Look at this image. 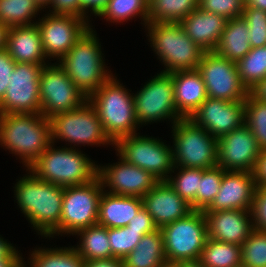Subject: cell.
I'll return each mask as SVG.
<instances>
[{
	"label": "cell",
	"mask_w": 266,
	"mask_h": 267,
	"mask_svg": "<svg viewBox=\"0 0 266 267\" xmlns=\"http://www.w3.org/2000/svg\"><path fill=\"white\" fill-rule=\"evenodd\" d=\"M15 183L14 197L21 213L38 235L50 240L60 235L64 187L37 178L26 169Z\"/></svg>",
	"instance_id": "6da1fadb"
},
{
	"label": "cell",
	"mask_w": 266,
	"mask_h": 267,
	"mask_svg": "<svg viewBox=\"0 0 266 267\" xmlns=\"http://www.w3.org/2000/svg\"><path fill=\"white\" fill-rule=\"evenodd\" d=\"M51 144L49 118L41 113L0 114V146L18 156L25 169Z\"/></svg>",
	"instance_id": "7a4b0ae2"
},
{
	"label": "cell",
	"mask_w": 266,
	"mask_h": 267,
	"mask_svg": "<svg viewBox=\"0 0 266 267\" xmlns=\"http://www.w3.org/2000/svg\"><path fill=\"white\" fill-rule=\"evenodd\" d=\"M130 92L131 90L126 89L113 74L97 91L87 97L101 121L105 134L113 143L121 137L137 134L139 130L133 93Z\"/></svg>",
	"instance_id": "3957f363"
},
{
	"label": "cell",
	"mask_w": 266,
	"mask_h": 267,
	"mask_svg": "<svg viewBox=\"0 0 266 267\" xmlns=\"http://www.w3.org/2000/svg\"><path fill=\"white\" fill-rule=\"evenodd\" d=\"M55 147L51 143L29 166L37 178L61 187L83 185L97 178L98 164L79 148Z\"/></svg>",
	"instance_id": "277c9868"
},
{
	"label": "cell",
	"mask_w": 266,
	"mask_h": 267,
	"mask_svg": "<svg viewBox=\"0 0 266 267\" xmlns=\"http://www.w3.org/2000/svg\"><path fill=\"white\" fill-rule=\"evenodd\" d=\"M91 26L58 64L85 96L97 91L112 75L105 64L99 37Z\"/></svg>",
	"instance_id": "5b68a950"
},
{
	"label": "cell",
	"mask_w": 266,
	"mask_h": 267,
	"mask_svg": "<svg viewBox=\"0 0 266 267\" xmlns=\"http://www.w3.org/2000/svg\"><path fill=\"white\" fill-rule=\"evenodd\" d=\"M148 42L164 69L174 73L198 69L204 51L185 32L180 23L155 22L145 27Z\"/></svg>",
	"instance_id": "8992f818"
},
{
	"label": "cell",
	"mask_w": 266,
	"mask_h": 267,
	"mask_svg": "<svg viewBox=\"0 0 266 267\" xmlns=\"http://www.w3.org/2000/svg\"><path fill=\"white\" fill-rule=\"evenodd\" d=\"M49 121L51 143L65 141L70 148L114 145L105 134L101 121L88 100L76 109L51 116Z\"/></svg>",
	"instance_id": "52a82bcc"
},
{
	"label": "cell",
	"mask_w": 266,
	"mask_h": 267,
	"mask_svg": "<svg viewBox=\"0 0 266 267\" xmlns=\"http://www.w3.org/2000/svg\"><path fill=\"white\" fill-rule=\"evenodd\" d=\"M174 166L209 169L217 164V139L190 118L171 126Z\"/></svg>",
	"instance_id": "ba28073f"
},
{
	"label": "cell",
	"mask_w": 266,
	"mask_h": 267,
	"mask_svg": "<svg viewBox=\"0 0 266 267\" xmlns=\"http://www.w3.org/2000/svg\"><path fill=\"white\" fill-rule=\"evenodd\" d=\"M166 260L176 263H198L208 232L203 211L193 210L184 218L161 228Z\"/></svg>",
	"instance_id": "9c48e42d"
},
{
	"label": "cell",
	"mask_w": 266,
	"mask_h": 267,
	"mask_svg": "<svg viewBox=\"0 0 266 267\" xmlns=\"http://www.w3.org/2000/svg\"><path fill=\"white\" fill-rule=\"evenodd\" d=\"M140 134L119 138L113 145L116 154L150 172L158 181H166L174 168L172 146L161 138Z\"/></svg>",
	"instance_id": "30bf717a"
},
{
	"label": "cell",
	"mask_w": 266,
	"mask_h": 267,
	"mask_svg": "<svg viewBox=\"0 0 266 267\" xmlns=\"http://www.w3.org/2000/svg\"><path fill=\"white\" fill-rule=\"evenodd\" d=\"M133 102L136 118L141 127L164 120L173 125L182 119L175 107L171 73L160 71L154 75L139 91L133 93Z\"/></svg>",
	"instance_id": "8fae6325"
},
{
	"label": "cell",
	"mask_w": 266,
	"mask_h": 267,
	"mask_svg": "<svg viewBox=\"0 0 266 267\" xmlns=\"http://www.w3.org/2000/svg\"><path fill=\"white\" fill-rule=\"evenodd\" d=\"M102 192L98 177L83 185L64 187L60 219L61 237L74 236L78 231L97 224Z\"/></svg>",
	"instance_id": "7c38bea8"
},
{
	"label": "cell",
	"mask_w": 266,
	"mask_h": 267,
	"mask_svg": "<svg viewBox=\"0 0 266 267\" xmlns=\"http://www.w3.org/2000/svg\"><path fill=\"white\" fill-rule=\"evenodd\" d=\"M39 97L41 114L46 118L76 109L87 101V96L73 84L58 62L43 66Z\"/></svg>",
	"instance_id": "4fadbf2b"
},
{
	"label": "cell",
	"mask_w": 266,
	"mask_h": 267,
	"mask_svg": "<svg viewBox=\"0 0 266 267\" xmlns=\"http://www.w3.org/2000/svg\"><path fill=\"white\" fill-rule=\"evenodd\" d=\"M44 65L16 62L0 102V114L41 113L40 72Z\"/></svg>",
	"instance_id": "5bb4252c"
},
{
	"label": "cell",
	"mask_w": 266,
	"mask_h": 267,
	"mask_svg": "<svg viewBox=\"0 0 266 267\" xmlns=\"http://www.w3.org/2000/svg\"><path fill=\"white\" fill-rule=\"evenodd\" d=\"M198 70L209 98L244 101L248 97L249 90L243 84L235 62L222 58L214 51L205 52Z\"/></svg>",
	"instance_id": "9a60e30c"
},
{
	"label": "cell",
	"mask_w": 266,
	"mask_h": 267,
	"mask_svg": "<svg viewBox=\"0 0 266 267\" xmlns=\"http://www.w3.org/2000/svg\"><path fill=\"white\" fill-rule=\"evenodd\" d=\"M45 13L41 18L39 16L36 24L41 33L45 56L51 59L50 61L57 60L58 62L92 23L74 15Z\"/></svg>",
	"instance_id": "2e32d148"
},
{
	"label": "cell",
	"mask_w": 266,
	"mask_h": 267,
	"mask_svg": "<svg viewBox=\"0 0 266 267\" xmlns=\"http://www.w3.org/2000/svg\"><path fill=\"white\" fill-rule=\"evenodd\" d=\"M116 156L118 162L98 165L97 177L104 191L142 198L159 182L150 172L127 163L118 154Z\"/></svg>",
	"instance_id": "e0dca14e"
},
{
	"label": "cell",
	"mask_w": 266,
	"mask_h": 267,
	"mask_svg": "<svg viewBox=\"0 0 266 267\" xmlns=\"http://www.w3.org/2000/svg\"><path fill=\"white\" fill-rule=\"evenodd\" d=\"M217 164L224 170L253 173L261 148L249 127L239 128L217 139Z\"/></svg>",
	"instance_id": "ac0fdd59"
},
{
	"label": "cell",
	"mask_w": 266,
	"mask_h": 267,
	"mask_svg": "<svg viewBox=\"0 0 266 267\" xmlns=\"http://www.w3.org/2000/svg\"><path fill=\"white\" fill-rule=\"evenodd\" d=\"M190 119L219 139L245 122V102L208 97Z\"/></svg>",
	"instance_id": "d6986e66"
},
{
	"label": "cell",
	"mask_w": 266,
	"mask_h": 267,
	"mask_svg": "<svg viewBox=\"0 0 266 267\" xmlns=\"http://www.w3.org/2000/svg\"><path fill=\"white\" fill-rule=\"evenodd\" d=\"M256 186L254 173L223 169L219 192L204 211L250 210Z\"/></svg>",
	"instance_id": "ffe728a7"
},
{
	"label": "cell",
	"mask_w": 266,
	"mask_h": 267,
	"mask_svg": "<svg viewBox=\"0 0 266 267\" xmlns=\"http://www.w3.org/2000/svg\"><path fill=\"white\" fill-rule=\"evenodd\" d=\"M142 203L159 229L193 211L191 205L182 199L167 181H159L142 197Z\"/></svg>",
	"instance_id": "44dd1931"
},
{
	"label": "cell",
	"mask_w": 266,
	"mask_h": 267,
	"mask_svg": "<svg viewBox=\"0 0 266 267\" xmlns=\"http://www.w3.org/2000/svg\"><path fill=\"white\" fill-rule=\"evenodd\" d=\"M208 238L241 246L254 229L250 210L203 211Z\"/></svg>",
	"instance_id": "7402d4cb"
},
{
	"label": "cell",
	"mask_w": 266,
	"mask_h": 267,
	"mask_svg": "<svg viewBox=\"0 0 266 267\" xmlns=\"http://www.w3.org/2000/svg\"><path fill=\"white\" fill-rule=\"evenodd\" d=\"M5 50L15 62L50 63L45 56L37 24L9 27Z\"/></svg>",
	"instance_id": "603a6c76"
},
{
	"label": "cell",
	"mask_w": 266,
	"mask_h": 267,
	"mask_svg": "<svg viewBox=\"0 0 266 267\" xmlns=\"http://www.w3.org/2000/svg\"><path fill=\"white\" fill-rule=\"evenodd\" d=\"M227 20L224 16L201 8L192 11L180 24L186 34L204 51H214L220 41Z\"/></svg>",
	"instance_id": "cb8c5ba5"
},
{
	"label": "cell",
	"mask_w": 266,
	"mask_h": 267,
	"mask_svg": "<svg viewBox=\"0 0 266 267\" xmlns=\"http://www.w3.org/2000/svg\"><path fill=\"white\" fill-rule=\"evenodd\" d=\"M171 74L177 112L182 118H190L208 98L202 75L198 69Z\"/></svg>",
	"instance_id": "d4e9b609"
},
{
	"label": "cell",
	"mask_w": 266,
	"mask_h": 267,
	"mask_svg": "<svg viewBox=\"0 0 266 267\" xmlns=\"http://www.w3.org/2000/svg\"><path fill=\"white\" fill-rule=\"evenodd\" d=\"M142 207V198L114 195L103 190L97 224L107 228L127 226Z\"/></svg>",
	"instance_id": "484cf974"
},
{
	"label": "cell",
	"mask_w": 266,
	"mask_h": 267,
	"mask_svg": "<svg viewBox=\"0 0 266 267\" xmlns=\"http://www.w3.org/2000/svg\"><path fill=\"white\" fill-rule=\"evenodd\" d=\"M248 31V25L242 16L227 20L214 52L236 63L252 49Z\"/></svg>",
	"instance_id": "4316f807"
},
{
	"label": "cell",
	"mask_w": 266,
	"mask_h": 267,
	"mask_svg": "<svg viewBox=\"0 0 266 267\" xmlns=\"http://www.w3.org/2000/svg\"><path fill=\"white\" fill-rule=\"evenodd\" d=\"M123 267H159L166 262L161 229L145 234L123 259Z\"/></svg>",
	"instance_id": "83f0119b"
},
{
	"label": "cell",
	"mask_w": 266,
	"mask_h": 267,
	"mask_svg": "<svg viewBox=\"0 0 266 267\" xmlns=\"http://www.w3.org/2000/svg\"><path fill=\"white\" fill-rule=\"evenodd\" d=\"M79 244L73 246L84 261L115 258L108 239V228L99 224L78 231Z\"/></svg>",
	"instance_id": "f1b7e54d"
},
{
	"label": "cell",
	"mask_w": 266,
	"mask_h": 267,
	"mask_svg": "<svg viewBox=\"0 0 266 267\" xmlns=\"http://www.w3.org/2000/svg\"><path fill=\"white\" fill-rule=\"evenodd\" d=\"M29 256L30 267H84V260L73 246L35 247Z\"/></svg>",
	"instance_id": "f546056e"
},
{
	"label": "cell",
	"mask_w": 266,
	"mask_h": 267,
	"mask_svg": "<svg viewBox=\"0 0 266 267\" xmlns=\"http://www.w3.org/2000/svg\"><path fill=\"white\" fill-rule=\"evenodd\" d=\"M241 246L207 238L198 264L201 267H241Z\"/></svg>",
	"instance_id": "4dcf8cb0"
},
{
	"label": "cell",
	"mask_w": 266,
	"mask_h": 267,
	"mask_svg": "<svg viewBox=\"0 0 266 267\" xmlns=\"http://www.w3.org/2000/svg\"><path fill=\"white\" fill-rule=\"evenodd\" d=\"M42 11L35 0H0V22L8 28L36 24V15Z\"/></svg>",
	"instance_id": "1f68e13d"
},
{
	"label": "cell",
	"mask_w": 266,
	"mask_h": 267,
	"mask_svg": "<svg viewBox=\"0 0 266 267\" xmlns=\"http://www.w3.org/2000/svg\"><path fill=\"white\" fill-rule=\"evenodd\" d=\"M148 15L149 3L146 0H109L98 17L117 24L130 21L133 17L136 19L138 16L145 28L148 24Z\"/></svg>",
	"instance_id": "d6a6232c"
},
{
	"label": "cell",
	"mask_w": 266,
	"mask_h": 267,
	"mask_svg": "<svg viewBox=\"0 0 266 267\" xmlns=\"http://www.w3.org/2000/svg\"><path fill=\"white\" fill-rule=\"evenodd\" d=\"M199 0H153L149 3L148 23H180L198 8Z\"/></svg>",
	"instance_id": "836d02e7"
},
{
	"label": "cell",
	"mask_w": 266,
	"mask_h": 267,
	"mask_svg": "<svg viewBox=\"0 0 266 267\" xmlns=\"http://www.w3.org/2000/svg\"><path fill=\"white\" fill-rule=\"evenodd\" d=\"M172 173L176 175L173 176ZM200 179L201 168L174 166L166 181L182 199L191 205L192 210H196V195L199 190Z\"/></svg>",
	"instance_id": "e575fe53"
},
{
	"label": "cell",
	"mask_w": 266,
	"mask_h": 267,
	"mask_svg": "<svg viewBox=\"0 0 266 267\" xmlns=\"http://www.w3.org/2000/svg\"><path fill=\"white\" fill-rule=\"evenodd\" d=\"M236 66L243 84L250 90L266 77V46L252 48Z\"/></svg>",
	"instance_id": "d590c367"
},
{
	"label": "cell",
	"mask_w": 266,
	"mask_h": 267,
	"mask_svg": "<svg viewBox=\"0 0 266 267\" xmlns=\"http://www.w3.org/2000/svg\"><path fill=\"white\" fill-rule=\"evenodd\" d=\"M245 102V124L249 127L261 150L266 149V102L250 94Z\"/></svg>",
	"instance_id": "8d00e7d4"
},
{
	"label": "cell",
	"mask_w": 266,
	"mask_h": 267,
	"mask_svg": "<svg viewBox=\"0 0 266 267\" xmlns=\"http://www.w3.org/2000/svg\"><path fill=\"white\" fill-rule=\"evenodd\" d=\"M223 178V169L219 166L201 169L199 190L196 195V211L206 210L219 192Z\"/></svg>",
	"instance_id": "74e56055"
},
{
	"label": "cell",
	"mask_w": 266,
	"mask_h": 267,
	"mask_svg": "<svg viewBox=\"0 0 266 267\" xmlns=\"http://www.w3.org/2000/svg\"><path fill=\"white\" fill-rule=\"evenodd\" d=\"M241 267H266V232L253 229L241 245Z\"/></svg>",
	"instance_id": "f35d334b"
},
{
	"label": "cell",
	"mask_w": 266,
	"mask_h": 267,
	"mask_svg": "<svg viewBox=\"0 0 266 267\" xmlns=\"http://www.w3.org/2000/svg\"><path fill=\"white\" fill-rule=\"evenodd\" d=\"M144 235L143 230L131 229L128 226L108 228V239L112 255L115 258L123 259L135 249Z\"/></svg>",
	"instance_id": "ab89813d"
},
{
	"label": "cell",
	"mask_w": 266,
	"mask_h": 267,
	"mask_svg": "<svg viewBox=\"0 0 266 267\" xmlns=\"http://www.w3.org/2000/svg\"><path fill=\"white\" fill-rule=\"evenodd\" d=\"M251 48L266 46V12L254 7H243Z\"/></svg>",
	"instance_id": "60d3db41"
},
{
	"label": "cell",
	"mask_w": 266,
	"mask_h": 267,
	"mask_svg": "<svg viewBox=\"0 0 266 267\" xmlns=\"http://www.w3.org/2000/svg\"><path fill=\"white\" fill-rule=\"evenodd\" d=\"M198 7L229 20L242 16L244 2L242 0H199Z\"/></svg>",
	"instance_id": "b9f144b4"
},
{
	"label": "cell",
	"mask_w": 266,
	"mask_h": 267,
	"mask_svg": "<svg viewBox=\"0 0 266 267\" xmlns=\"http://www.w3.org/2000/svg\"><path fill=\"white\" fill-rule=\"evenodd\" d=\"M250 213L253 228L266 232V186H256Z\"/></svg>",
	"instance_id": "7bdbcfd3"
},
{
	"label": "cell",
	"mask_w": 266,
	"mask_h": 267,
	"mask_svg": "<svg viewBox=\"0 0 266 267\" xmlns=\"http://www.w3.org/2000/svg\"><path fill=\"white\" fill-rule=\"evenodd\" d=\"M15 64L16 62L5 49L0 51V102L6 93Z\"/></svg>",
	"instance_id": "ee69618b"
},
{
	"label": "cell",
	"mask_w": 266,
	"mask_h": 267,
	"mask_svg": "<svg viewBox=\"0 0 266 267\" xmlns=\"http://www.w3.org/2000/svg\"><path fill=\"white\" fill-rule=\"evenodd\" d=\"M131 229L143 230L145 234L152 233L159 228L156 226L151 215L142 207L127 225Z\"/></svg>",
	"instance_id": "f6af8a7d"
},
{
	"label": "cell",
	"mask_w": 266,
	"mask_h": 267,
	"mask_svg": "<svg viewBox=\"0 0 266 267\" xmlns=\"http://www.w3.org/2000/svg\"><path fill=\"white\" fill-rule=\"evenodd\" d=\"M49 5L48 13L80 17V0H51Z\"/></svg>",
	"instance_id": "bcb514c9"
},
{
	"label": "cell",
	"mask_w": 266,
	"mask_h": 267,
	"mask_svg": "<svg viewBox=\"0 0 266 267\" xmlns=\"http://www.w3.org/2000/svg\"><path fill=\"white\" fill-rule=\"evenodd\" d=\"M108 1L109 0H80V17L91 22L89 19L91 14L97 17L106 7ZM89 12L91 14H89Z\"/></svg>",
	"instance_id": "7dc6e473"
},
{
	"label": "cell",
	"mask_w": 266,
	"mask_h": 267,
	"mask_svg": "<svg viewBox=\"0 0 266 267\" xmlns=\"http://www.w3.org/2000/svg\"><path fill=\"white\" fill-rule=\"evenodd\" d=\"M253 173L256 184L266 186V149L261 151Z\"/></svg>",
	"instance_id": "c3c4849f"
},
{
	"label": "cell",
	"mask_w": 266,
	"mask_h": 267,
	"mask_svg": "<svg viewBox=\"0 0 266 267\" xmlns=\"http://www.w3.org/2000/svg\"><path fill=\"white\" fill-rule=\"evenodd\" d=\"M12 244L0 235V259H18L23 254Z\"/></svg>",
	"instance_id": "681fc988"
},
{
	"label": "cell",
	"mask_w": 266,
	"mask_h": 267,
	"mask_svg": "<svg viewBox=\"0 0 266 267\" xmlns=\"http://www.w3.org/2000/svg\"><path fill=\"white\" fill-rule=\"evenodd\" d=\"M84 267H123V260L120 258H109L84 261Z\"/></svg>",
	"instance_id": "f907efd6"
},
{
	"label": "cell",
	"mask_w": 266,
	"mask_h": 267,
	"mask_svg": "<svg viewBox=\"0 0 266 267\" xmlns=\"http://www.w3.org/2000/svg\"><path fill=\"white\" fill-rule=\"evenodd\" d=\"M249 94L260 101L266 102V77L249 90Z\"/></svg>",
	"instance_id": "816d5d0a"
},
{
	"label": "cell",
	"mask_w": 266,
	"mask_h": 267,
	"mask_svg": "<svg viewBox=\"0 0 266 267\" xmlns=\"http://www.w3.org/2000/svg\"><path fill=\"white\" fill-rule=\"evenodd\" d=\"M244 7H254L266 12V0H245Z\"/></svg>",
	"instance_id": "f5cc1de1"
},
{
	"label": "cell",
	"mask_w": 266,
	"mask_h": 267,
	"mask_svg": "<svg viewBox=\"0 0 266 267\" xmlns=\"http://www.w3.org/2000/svg\"><path fill=\"white\" fill-rule=\"evenodd\" d=\"M8 27L0 22V51L5 49Z\"/></svg>",
	"instance_id": "db71d44e"
},
{
	"label": "cell",
	"mask_w": 266,
	"mask_h": 267,
	"mask_svg": "<svg viewBox=\"0 0 266 267\" xmlns=\"http://www.w3.org/2000/svg\"><path fill=\"white\" fill-rule=\"evenodd\" d=\"M26 261H24L23 256L21 255L13 264L11 267H30V264L28 262L29 266H26Z\"/></svg>",
	"instance_id": "11a10c76"
},
{
	"label": "cell",
	"mask_w": 266,
	"mask_h": 267,
	"mask_svg": "<svg viewBox=\"0 0 266 267\" xmlns=\"http://www.w3.org/2000/svg\"><path fill=\"white\" fill-rule=\"evenodd\" d=\"M17 259H0V267H11Z\"/></svg>",
	"instance_id": "9f6ffc18"
},
{
	"label": "cell",
	"mask_w": 266,
	"mask_h": 267,
	"mask_svg": "<svg viewBox=\"0 0 266 267\" xmlns=\"http://www.w3.org/2000/svg\"><path fill=\"white\" fill-rule=\"evenodd\" d=\"M35 1L44 10L49 6L51 0H35Z\"/></svg>",
	"instance_id": "6f0895ef"
},
{
	"label": "cell",
	"mask_w": 266,
	"mask_h": 267,
	"mask_svg": "<svg viewBox=\"0 0 266 267\" xmlns=\"http://www.w3.org/2000/svg\"><path fill=\"white\" fill-rule=\"evenodd\" d=\"M159 267H180V263L166 261Z\"/></svg>",
	"instance_id": "680465c9"
},
{
	"label": "cell",
	"mask_w": 266,
	"mask_h": 267,
	"mask_svg": "<svg viewBox=\"0 0 266 267\" xmlns=\"http://www.w3.org/2000/svg\"><path fill=\"white\" fill-rule=\"evenodd\" d=\"M180 267H201L198 263H180Z\"/></svg>",
	"instance_id": "91938a15"
}]
</instances>
